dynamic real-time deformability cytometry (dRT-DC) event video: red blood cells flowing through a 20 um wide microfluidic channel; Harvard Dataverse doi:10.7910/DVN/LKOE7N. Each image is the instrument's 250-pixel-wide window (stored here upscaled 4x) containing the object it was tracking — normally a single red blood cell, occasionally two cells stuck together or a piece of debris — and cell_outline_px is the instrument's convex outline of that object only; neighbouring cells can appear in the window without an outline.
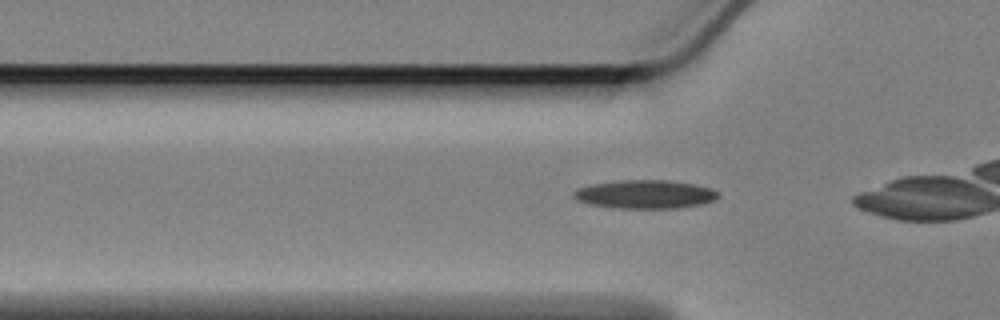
{"species": "Egyptian fruit bat (a non-hibernating species)", "species_latin": "Rousettus aegyptiacus", "temperature_condition": "cold", "stored_images_in_passage": 38, "camera_frame_rate_fps": 3000, "um_per_image_px": 0.085, "animal": {"sex": "female"}, "frame": {"image": 1, "passage_image": 9, "time_ms": 2.667, "image_size_px": [1000, 320], "cell_outline_px": [[720, 196], [716, 200], [700, 204], [676, 208], [616, 208], [588, 204], [576, 200], [572, 196], [572, 192], [576, 188], [596, 184], [620, 180], [668, 180], [696, 184], [712, 188]], "centroid_in_image_um": [54.83, 16.51], "position_along_channel_um": 71.0, "area_um2": 24.1}}
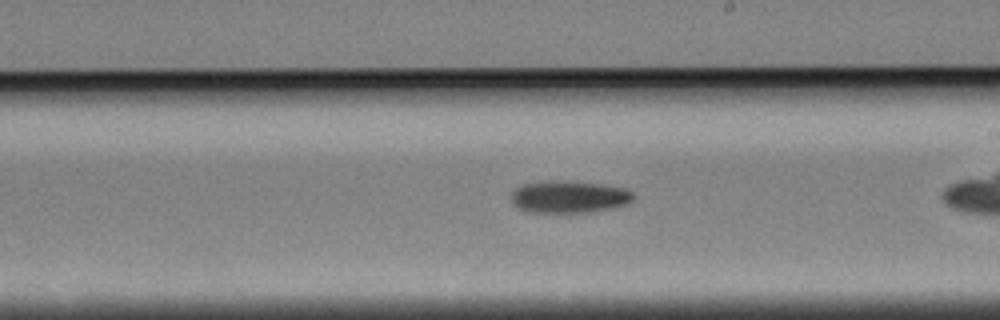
{"frame": {"image": 2, "passage_image": 24, "time_ms": 7.667, "image_size_px": [1000, 320], "cell_outline_px": [[636, 196], [632, 200], [624, 204], [608, 208], [584, 212], [528, 212], [520, 208], [512, 200], [512, 192], [520, 184], [552, 180], [564, 180], [600, 184], [624, 188], [632, 192]], "centroid_in_image_um": [48.35, 16.71], "position_along_channel_um": 240.7, "area_um2": 22.6}}
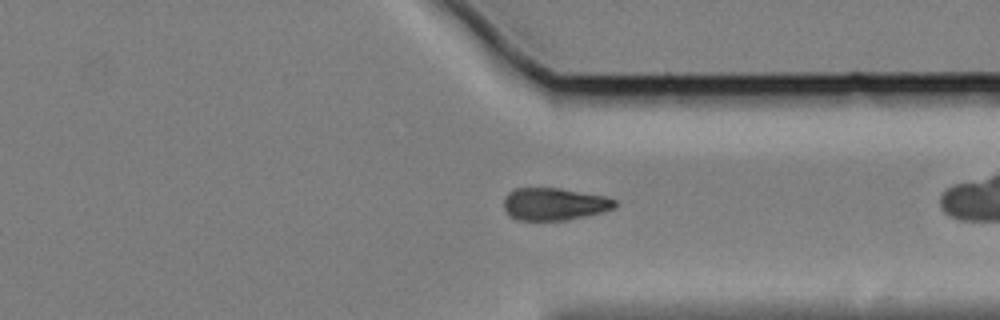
{"frame": {"image": 3, "passage_image": 35, "time_ms": 11.333, "image_size_px": [1000, 320], "cell_outline_px": [[616, 204], [612, 208], [600, 212], [568, 220], [520, 220], [512, 216], [504, 208], [504, 196], [512, 188], [556, 188], [604, 196], [616, 200]], "centroid_in_image_um": [47.07, 17.33], "position_along_channel_um": 364.3, "area_um2": 20.63}}